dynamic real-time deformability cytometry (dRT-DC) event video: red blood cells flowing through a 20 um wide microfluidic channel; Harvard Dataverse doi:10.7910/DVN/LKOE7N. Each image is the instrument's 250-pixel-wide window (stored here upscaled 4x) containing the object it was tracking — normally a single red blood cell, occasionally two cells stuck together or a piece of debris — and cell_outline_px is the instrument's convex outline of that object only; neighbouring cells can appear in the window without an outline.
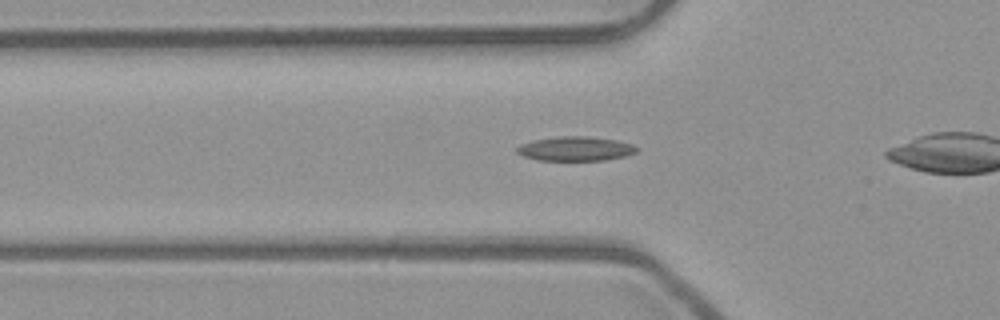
{"species": "common noctule bat (a hibernating species)", "species_latin": "Nyctalus noctula", "temperature_condition": "room temperature", "stored_images_in_passage": 27, "camera_frame_rate_fps": 3000, "um_per_image_px": 0.085, "animal": {"sex": "male", "body_mass_g": 23.1, "forearm_length_mm": 52.7}, "frame": {"image": 1, "passage_image": 3, "time_ms": 0.667, "image_size_px": [1000, 320], "cell_outline_px": [[640, 148], [636, 152], [624, 156], [604, 160], [536, 160], [524, 156], [516, 152], [516, 148], [520, 144], [536, 140], [560, 136], [588, 136], [616, 140], [632, 144]], "centroid_in_image_um": [48.93, 12.64], "position_along_channel_um": 76.9, "area_um2": 16.88}}
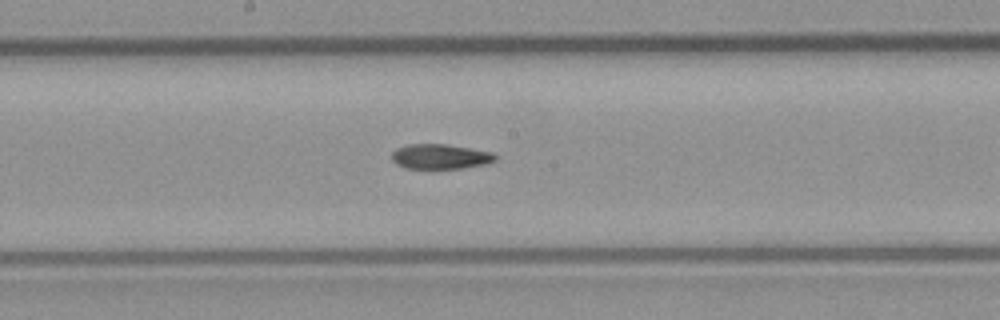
{"frame": {"image": 2, "passage_image": 13, "time_ms": 4.0, "image_size_px": [1000, 320], "cell_outline_px": [[496, 160], [488, 164], [460, 168], [404, 168], [396, 164], [392, 160], [392, 152], [396, 148], [408, 144], [444, 144], [492, 152], [496, 156]], "centroid_in_image_um": [37.4, 13.31], "position_along_channel_um": 210.8, "area_um2": 14.97}}
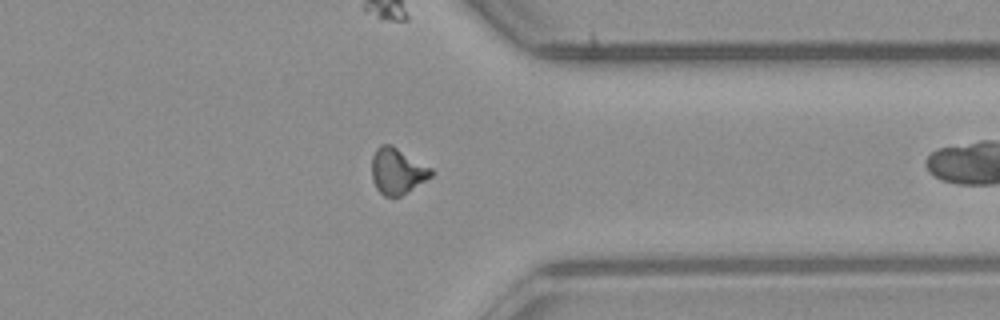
{"frame": {"image": 3, "passage_image": 26, "time_ms": 8.333, "image_size_px": [1000, 320], "cell_outline_px": [[436, 172], [432, 176], [408, 192], [400, 196], [384, 196], [376, 188], [372, 180], [372, 156], [376, 148], [380, 144], [392, 144], [432, 168]], "centroid_in_image_um": [33.78, 14.52], "position_along_channel_um": 377.6, "area_um2": 16.13}}